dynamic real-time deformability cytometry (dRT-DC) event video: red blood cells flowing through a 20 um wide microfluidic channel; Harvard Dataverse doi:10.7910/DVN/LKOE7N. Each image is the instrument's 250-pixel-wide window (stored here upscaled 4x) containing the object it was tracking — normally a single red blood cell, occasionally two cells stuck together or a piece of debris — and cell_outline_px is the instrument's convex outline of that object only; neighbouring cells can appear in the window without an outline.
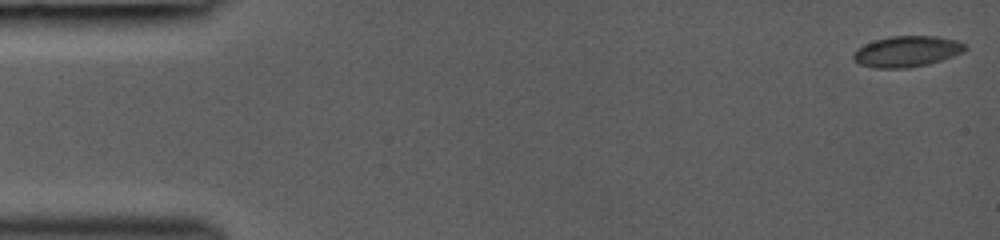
{"species": "common noctule bat (a hibernating species)", "species_latin": "Nyctalus noctula", "temperature_condition": "room temperature", "stored_images_in_passage": 15, "camera_frame_rate_fps": 3000, "um_per_image_px": 0.085, "animal": {"sex": "female", "body_mass_g": 19.0, "forearm_length_mm": 53.3}, "frame": {"image": 1, "passage_image": 1, "time_ms": 0.0, "image_size_px": [1000, 240], "cell_outline_px": [[968, 48], [964, 52], [928, 64], [908, 68], [876, 68], [860, 64], [852, 56], [852, 52], [856, 48], [864, 44], [876, 40], [892, 36], [936, 36], [956, 40], [964, 44]], "centroid_in_image_um": [77.07, 4.37], "position_along_channel_um": 7.9, "area_um2": 20.06}}
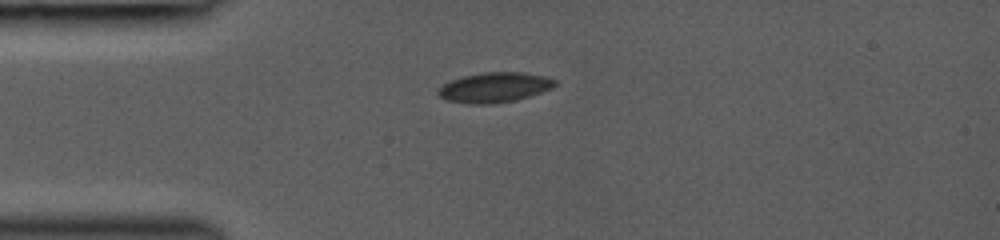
{"frame": {"image": 2, "passage_image": 10, "time_ms": 3.667, "image_size_px": [1000, 240], "cell_outline_px": [[556, 84], [552, 88], [516, 100], [488, 104], [472, 104], [448, 100], [440, 96], [436, 92], [444, 84], [452, 80], [464, 76], [484, 72], [520, 72], [548, 76], [556, 80]], "centroid_in_image_um": [42.06, 7.42], "position_along_channel_um": 42.9, "area_um2": 20.17}}
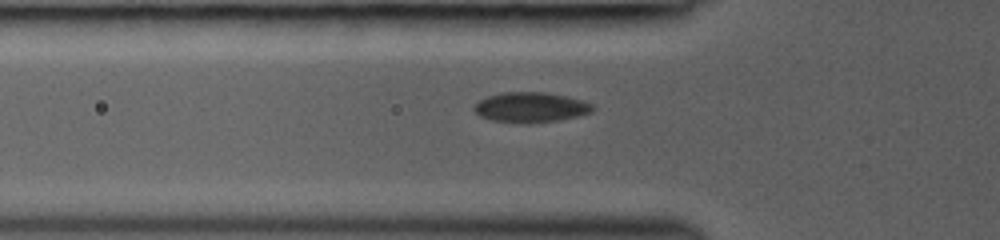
{"frame": {"image": 3, "passage_image": 14, "time_ms": 5.0, "image_size_px": [1000, 240], "cell_outline_px": [[596, 108], [592, 112], [580, 116], [560, 120], [528, 124], [524, 124], [492, 120], [480, 116], [472, 108], [480, 100], [488, 96], [504, 92], [544, 92], [568, 96], [592, 104]], "centroid_in_image_um": [45.14, 9.13], "position_along_channel_um": 80.7, "area_um2": 20.98}}